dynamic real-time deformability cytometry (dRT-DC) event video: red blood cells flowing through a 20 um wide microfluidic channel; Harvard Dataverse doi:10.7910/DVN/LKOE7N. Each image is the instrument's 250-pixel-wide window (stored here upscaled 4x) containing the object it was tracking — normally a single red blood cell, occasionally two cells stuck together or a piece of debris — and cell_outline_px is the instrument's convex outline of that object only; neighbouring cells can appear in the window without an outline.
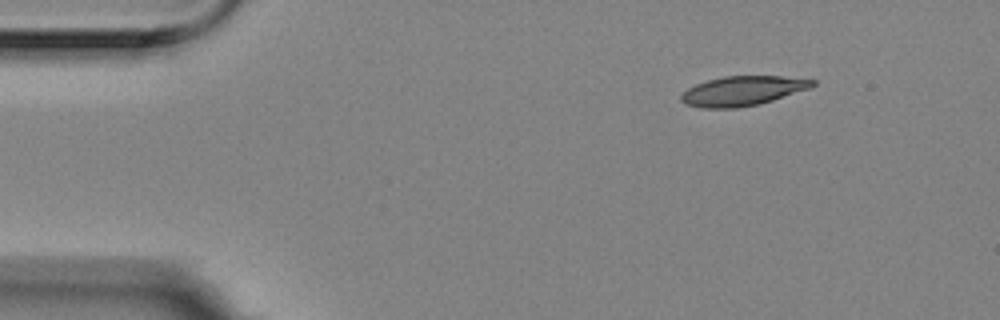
{"species": "Egyptian fruit bat (a non-hibernating species)", "species_latin": "Rousettus aegyptiacus", "temperature_condition": "room temperature", "stored_images_in_passage": 3, "camera_frame_rate_fps": 3000, "um_per_image_px": 0.085, "animal": {"sex": "female"}, "frame": {"image": 1, "passage_image": 1, "time_ms": 0.0, "image_size_px": [1000, 320], "cell_outline_px": [[816, 84], [808, 88], [760, 104], [736, 108], [700, 108], [684, 104], [680, 100], [680, 96], [688, 88], [696, 84], [708, 80], [724, 76], [780, 76], [816, 80]], "centroid_in_image_um": [63.07, 7.73], "position_along_channel_um": 21.9, "area_um2": 22.48}}